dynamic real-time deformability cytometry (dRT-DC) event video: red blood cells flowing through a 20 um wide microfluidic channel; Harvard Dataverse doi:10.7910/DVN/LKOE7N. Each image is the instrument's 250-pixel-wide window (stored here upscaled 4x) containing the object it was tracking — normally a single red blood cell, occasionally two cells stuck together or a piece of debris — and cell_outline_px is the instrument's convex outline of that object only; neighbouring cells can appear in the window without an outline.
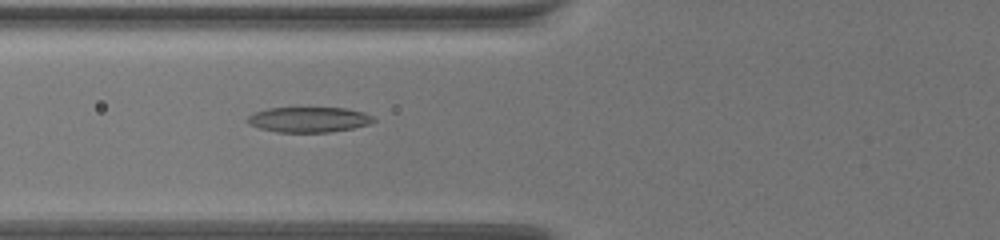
{"species": "common noctule bat (a hibernating species)", "species_latin": "Nyctalus noctula", "temperature_condition": "warm", "stored_images_in_passage": 45, "camera_frame_rate_fps": 3000, "um_per_image_px": 0.085, "animal": {"sex": "female", "body_mass_g": 19.5, "forearm_length_mm": 54.1}, "frame": {"image": 1, "passage_image": 4, "time_ms": 1.0, "image_size_px": [1000, 240], "cell_outline_px": [[376, 120], [368, 124], [352, 128], [328, 132], [276, 132], [260, 128], [248, 124], [244, 120], [248, 116], [256, 112], [268, 108], [344, 108], [364, 112], [372, 116]], "centroid_in_image_um": [26.21, 10.16], "position_along_channel_um": 99.6, "area_um2": 18.5}}
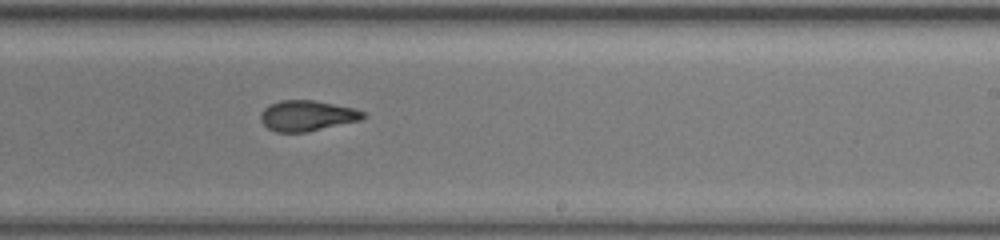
{"frame": {"image": 2, "passage_image": 20, "time_ms": 6.333, "image_size_px": [1000, 240], "cell_outline_px": [[364, 116], [360, 120], [308, 132], [276, 132], [268, 128], [260, 120], [260, 112], [268, 104], [280, 100], [312, 100], [356, 108], [364, 112]], "centroid_in_image_um": [26.07, 9.83], "position_along_channel_um": 262.9, "area_um2": 18.32}}
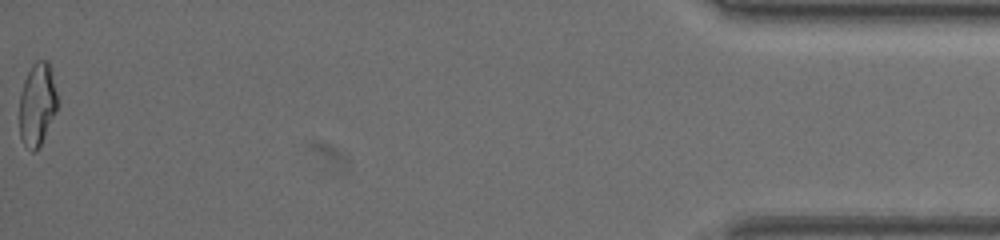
{"frame": {"image": 3, "passage_image": 45, "time_ms": 14.667, "image_size_px": [1000, 240], "cell_outline_px": [[56, 112], [36, 152], [32, 152], [24, 144], [20, 136], [20, 96], [24, 80], [32, 64], [36, 60], [48, 60], [56, 92]], "centroid_in_image_um": [3.15, 8.87], "position_along_channel_um": 432.1, "area_um2": 17.98}}